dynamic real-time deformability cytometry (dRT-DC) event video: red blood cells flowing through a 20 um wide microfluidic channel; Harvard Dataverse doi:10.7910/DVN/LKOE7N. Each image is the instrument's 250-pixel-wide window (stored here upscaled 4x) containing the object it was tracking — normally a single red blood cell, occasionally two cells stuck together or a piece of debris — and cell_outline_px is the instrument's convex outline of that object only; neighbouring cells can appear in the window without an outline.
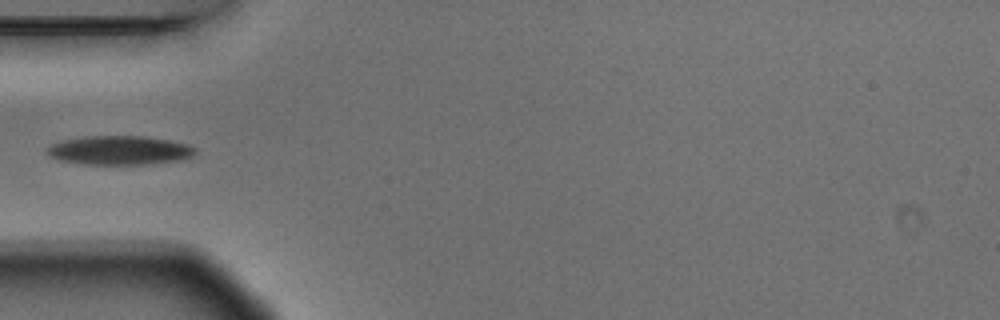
{"species": "Egyptian fruit bat (a non-hibernating species)", "species_latin": "Rousettus aegyptiacus", "temperature_condition": "warm", "stored_images_in_passage": 6, "camera_frame_rate_fps": 3000, "um_per_image_px": 0.085, "animal": {"sex": "male"}, "frame": {"image": 1, "passage_image": 5, "time_ms": 1.333, "image_size_px": [1000, 320], "cell_outline_px": [[196, 152], [192, 156], [184, 160], [152, 164], [84, 164], [60, 160], [48, 156], [44, 152], [44, 148], [52, 144], [64, 140], [84, 136], [140, 136], [168, 140], [188, 144], [196, 148]], "centroid_in_image_um": [10.15, 12.78], "position_along_channel_um": 74.9, "area_um2": 25.26}}
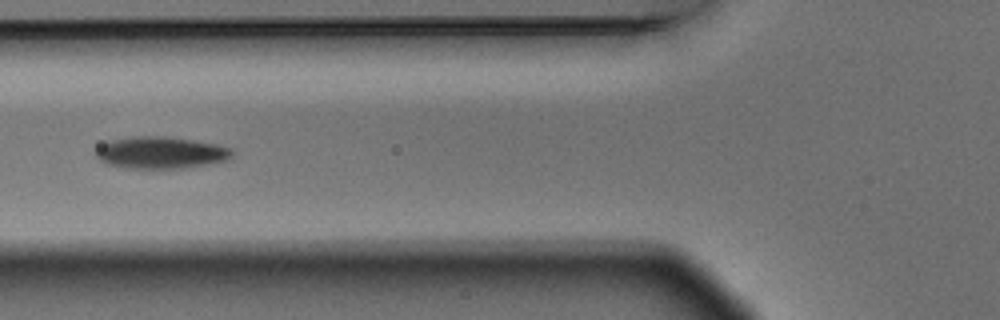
{"frame": {"image": 2, "passage_image": 6, "time_ms": 1.667, "image_size_px": [1000, 320], "cell_outline_px": [[232, 156], [228, 160], [184, 168], [124, 168], [108, 164], [100, 160], [96, 156], [96, 148], [100, 144], [108, 140], [132, 136], [164, 136], [192, 140], [216, 144], [232, 148]], "centroid_in_image_um": [13.63, 12.97], "position_along_channel_um": 112.2, "area_um2": 25.43}}